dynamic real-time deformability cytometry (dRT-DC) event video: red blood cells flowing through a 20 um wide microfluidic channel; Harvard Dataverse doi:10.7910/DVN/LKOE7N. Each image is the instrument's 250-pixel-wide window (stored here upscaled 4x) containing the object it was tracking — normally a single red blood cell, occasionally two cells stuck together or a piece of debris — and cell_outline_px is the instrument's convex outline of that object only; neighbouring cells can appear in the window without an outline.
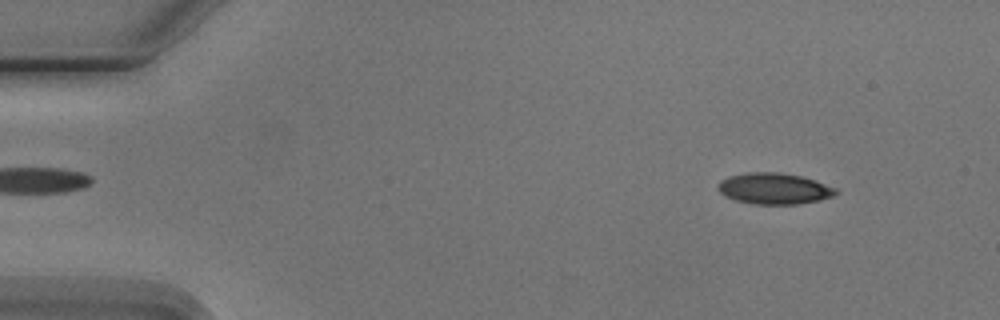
{"species": "Egyptian fruit bat (a non-hibernating species)", "species_latin": "Rousettus aegyptiacus", "temperature_condition": "cold", "stored_images_in_passage": 4, "camera_frame_rate_fps": 3000, "um_per_image_px": 0.085, "animal": {"sex": "male"}, "frame": {"image": 1, "passage_image": 1, "time_ms": 0.0, "image_size_px": [1000, 320], "cell_outline_px": [[840, 192], [836, 196], [820, 200], [796, 204], [752, 204], [736, 200], [724, 196], [716, 188], [716, 184], [720, 180], [728, 176], [748, 172], [776, 172], [804, 176], [816, 180], [836, 188]], "centroid_in_image_um": [65.81, 16.02], "position_along_channel_um": 19.2, "area_um2": 21.79}}
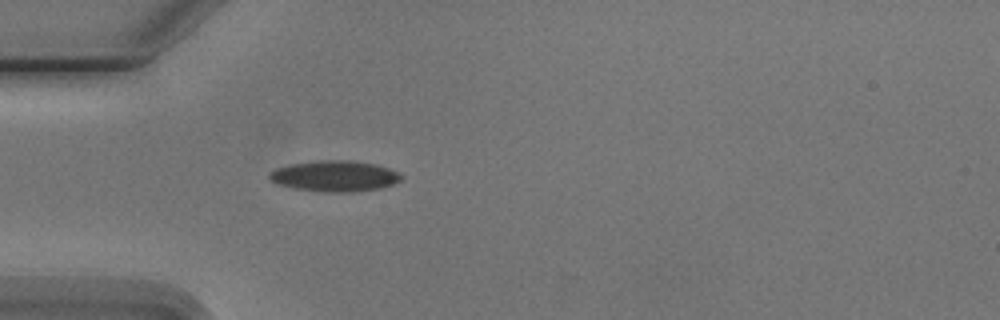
{"frame": {"image": 2, "passage_image": 4, "time_ms": 3.333, "image_size_px": [1000, 320], "cell_outline_px": [[404, 176], [400, 180], [392, 184], [380, 188], [352, 192], [324, 192], [292, 188], [276, 184], [268, 176], [268, 172], [276, 168], [292, 164], [320, 160], [348, 160], [376, 164], [400, 172]], "centroid_in_image_um": [28.45, 14.97], "position_along_channel_um": 56.6, "area_um2": 23.81}}